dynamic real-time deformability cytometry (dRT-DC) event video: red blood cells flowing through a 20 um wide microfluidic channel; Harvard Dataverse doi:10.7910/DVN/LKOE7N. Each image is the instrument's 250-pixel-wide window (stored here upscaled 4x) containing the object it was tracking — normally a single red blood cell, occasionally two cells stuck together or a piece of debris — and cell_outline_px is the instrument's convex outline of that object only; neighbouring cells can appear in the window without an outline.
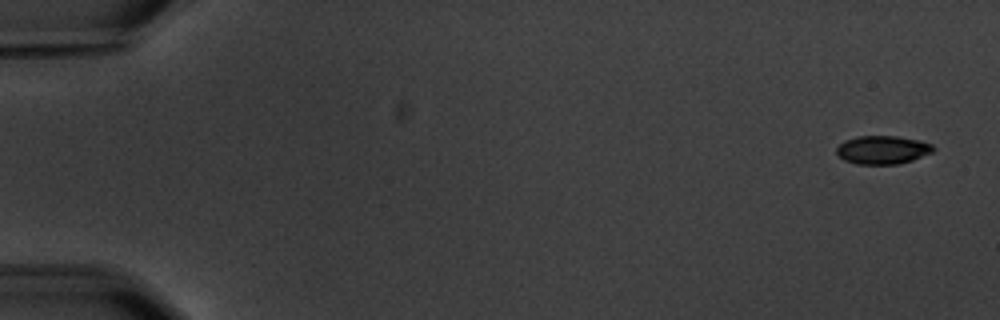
{"species": "common noctule bat (a hibernating species)", "species_latin": "Nyctalus noctula", "temperature_condition": "warm", "stored_images_in_passage": 5, "camera_frame_rate_fps": 3000, "um_per_image_px": 0.085, "animal": {"sex": "male", "body_mass_g": 20.1, "forearm_length_mm": 53.5}, "frame": {"image": 1, "passage_image": 1, "time_ms": 0.0, "image_size_px": [1000, 320], "cell_outline_px": [[936, 148], [932, 152], [912, 160], [896, 164], [856, 164], [844, 160], [836, 152], [836, 148], [844, 140], [856, 136], [896, 136], [916, 140], [932, 144]], "centroid_in_image_um": [74.99, 12.73], "position_along_channel_um": 10.0, "area_um2": 15.9}}